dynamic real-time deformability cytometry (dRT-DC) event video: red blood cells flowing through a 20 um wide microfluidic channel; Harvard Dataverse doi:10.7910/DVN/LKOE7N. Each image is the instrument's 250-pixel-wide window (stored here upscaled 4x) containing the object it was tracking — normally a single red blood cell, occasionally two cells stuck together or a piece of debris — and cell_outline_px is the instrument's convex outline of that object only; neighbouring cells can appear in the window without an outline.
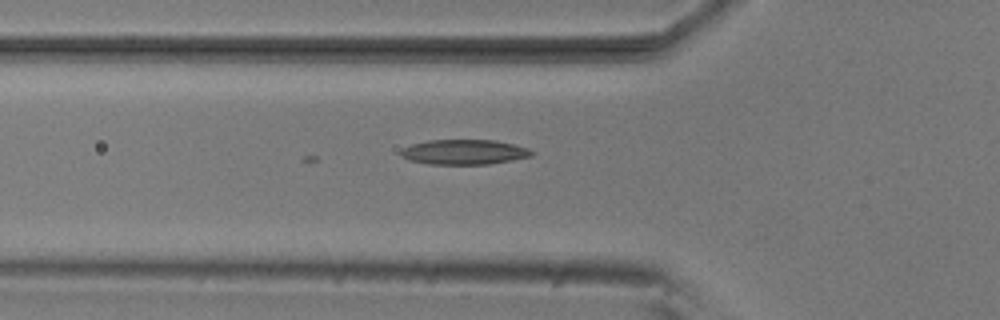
{"species": "common noctule bat (a hibernating species)", "species_latin": "Nyctalus noctula", "temperature_condition": "room temperature", "stored_images_in_passage": 5, "camera_frame_rate_fps": 3000, "um_per_image_px": 0.085, "animal": {"sex": "male", "body_mass_g": 20.5, "forearm_length_mm": 52.5}, "frame": {"image": 1, "passage_image": 5, "time_ms": 1.333, "image_size_px": [1000, 320], "cell_outline_px": [[536, 152], [532, 156], [512, 160], [488, 164], [428, 164], [408, 160], [400, 156], [400, 152], [404, 148], [412, 144], [428, 140], [496, 140], [516, 144], [528, 148]], "centroid_in_image_um": [39.48, 12.92], "position_along_channel_um": 86.3, "area_um2": 19.19}}